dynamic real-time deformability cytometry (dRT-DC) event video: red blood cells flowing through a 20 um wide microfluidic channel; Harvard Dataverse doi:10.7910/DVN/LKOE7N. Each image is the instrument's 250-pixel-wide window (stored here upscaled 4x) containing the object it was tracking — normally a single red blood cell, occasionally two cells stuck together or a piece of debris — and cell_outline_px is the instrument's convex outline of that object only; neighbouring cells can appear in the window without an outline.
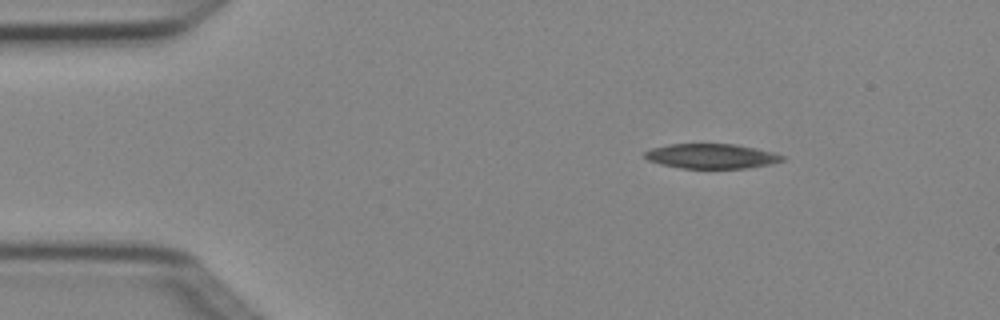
{"species": "Egyptian fruit bat (a non-hibernating species)", "species_latin": "Rousettus aegyptiacus", "temperature_condition": "cold", "stored_images_in_passage": 3, "camera_frame_rate_fps": 3000, "um_per_image_px": 0.085, "animal": {"sex": "female"}, "frame": {"image": 1, "passage_image": 1, "time_ms": 0.0, "image_size_px": [1000, 320], "cell_outline_px": [[784, 160], [772, 164], [748, 168], [680, 168], [660, 164], [648, 160], [644, 156], [644, 152], [652, 148], [668, 144], [736, 144], [756, 148], [772, 152], [784, 156]], "centroid_in_image_um": [60.47, 13.27], "position_along_channel_um": 24.5, "area_um2": 19.88}}
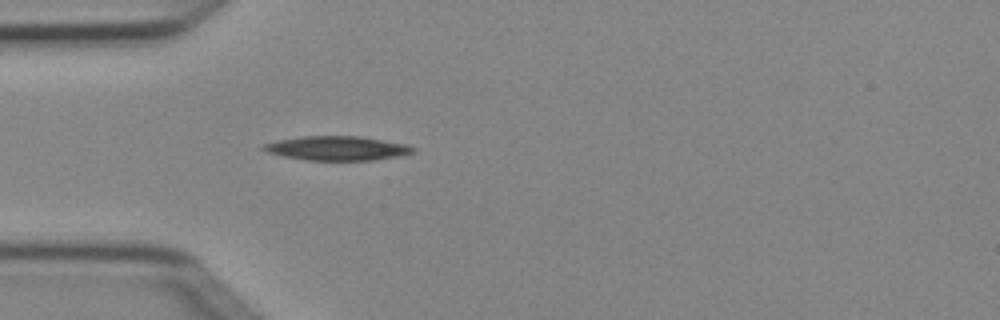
{"frame": {"image": 2, "passage_image": 3, "time_ms": 0.667, "image_size_px": [1000, 320], "cell_outline_px": [[416, 152], [396, 156], [372, 160], [304, 160], [284, 156], [268, 152], [260, 148], [264, 144], [276, 140], [304, 136], [360, 136], [404, 144], [416, 148]], "centroid_in_image_um": [28.62, 12.6], "position_along_channel_um": 56.4, "area_um2": 20.92}}